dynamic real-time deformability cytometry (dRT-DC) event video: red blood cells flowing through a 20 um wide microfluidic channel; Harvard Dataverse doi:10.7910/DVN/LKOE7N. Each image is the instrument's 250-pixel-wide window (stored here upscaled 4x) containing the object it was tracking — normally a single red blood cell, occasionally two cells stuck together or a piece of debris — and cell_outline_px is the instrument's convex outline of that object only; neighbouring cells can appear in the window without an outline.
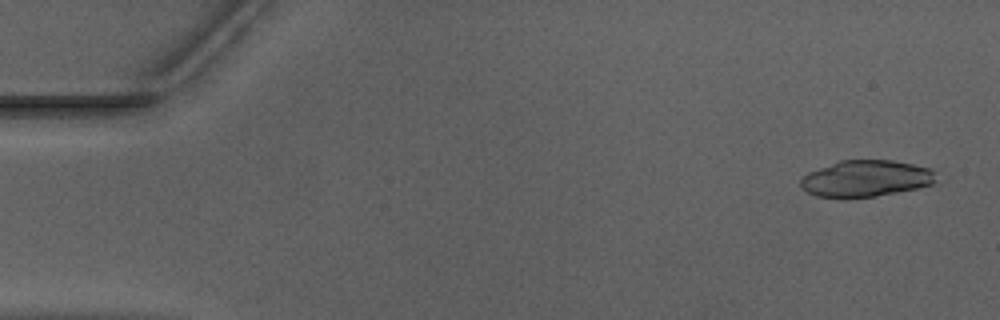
{"species": "Egyptian fruit bat (a non-hibernating species)", "species_latin": "Rousettus aegyptiacus", "temperature_condition": "warm", "stored_images_in_passage": 18, "camera_frame_rate_fps": 3000, "um_per_image_px": 0.085, "animal": {"sex": "male"}, "frame": {"image": 1, "passage_image": 2, "time_ms": 0.333, "image_size_px": [1000, 320], "cell_outline_px": [[936, 180], [932, 184], [916, 188], [876, 196], [844, 200], [816, 196], [800, 188], [800, 180], [808, 172], [840, 160], [892, 160], [932, 168], [936, 172]], "centroid_in_image_um": [73.57, 15.2], "position_along_channel_um": 11.4, "area_um2": 29.3}}